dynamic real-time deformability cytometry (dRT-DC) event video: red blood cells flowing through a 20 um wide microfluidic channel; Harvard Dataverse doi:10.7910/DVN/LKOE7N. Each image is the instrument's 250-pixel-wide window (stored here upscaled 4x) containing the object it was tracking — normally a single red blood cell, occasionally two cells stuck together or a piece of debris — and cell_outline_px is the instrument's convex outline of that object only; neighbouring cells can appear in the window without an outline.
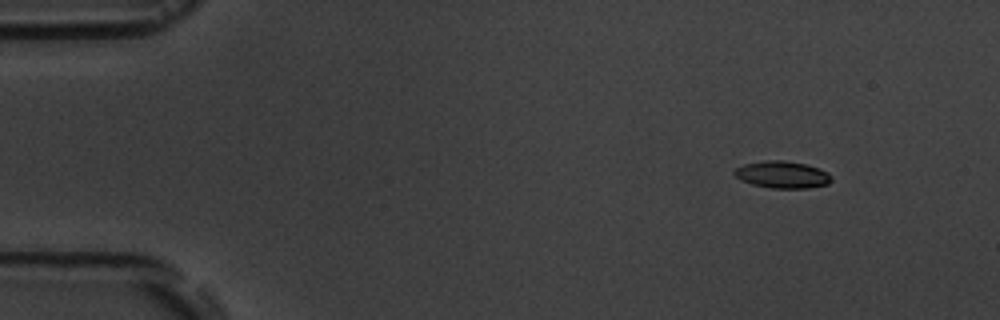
{"species": "common noctule bat (a hibernating species)", "species_latin": "Nyctalus noctula", "temperature_condition": "room temperature", "stored_images_in_passage": 5, "camera_frame_rate_fps": 3000, "um_per_image_px": 0.085, "animal": {"sex": "male", "body_mass_g": 19.5, "forearm_length_mm": 54.6}, "frame": {"image": 1, "passage_image": 3, "time_ms": 2.0, "image_size_px": [1000, 320], "cell_outline_px": [[832, 180], [828, 184], [808, 188], [772, 188], [752, 184], [740, 180], [732, 172], [736, 168], [744, 164], [764, 160], [784, 160], [804, 164], [820, 168], [828, 172], [832, 176]], "centroid_in_image_um": [66.5, 14.84], "position_along_channel_um": 18.5, "area_um2": 15.37}}
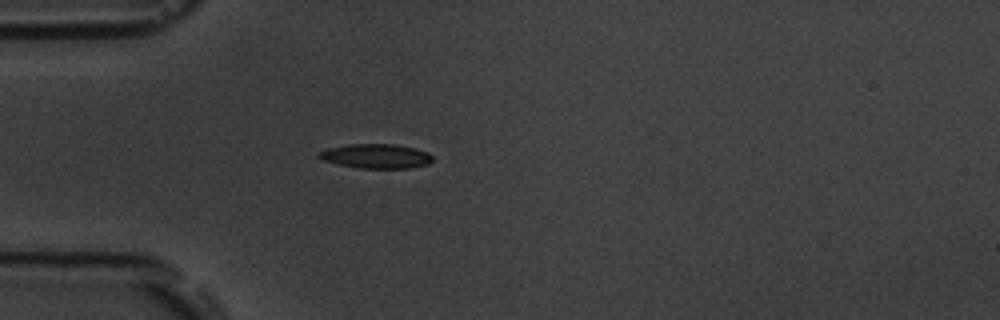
{"frame": {"image": 2, "passage_image": 5, "time_ms": 5.333, "image_size_px": [1000, 320], "cell_outline_px": [[432, 160], [428, 164], [408, 168], [360, 168], [340, 164], [324, 160], [316, 156], [316, 152], [328, 148], [348, 144], [396, 144], [416, 148], [428, 152], [432, 156]], "centroid_in_image_um": [31.96, 13.26], "position_along_channel_um": 53.0, "area_um2": 16.18}}